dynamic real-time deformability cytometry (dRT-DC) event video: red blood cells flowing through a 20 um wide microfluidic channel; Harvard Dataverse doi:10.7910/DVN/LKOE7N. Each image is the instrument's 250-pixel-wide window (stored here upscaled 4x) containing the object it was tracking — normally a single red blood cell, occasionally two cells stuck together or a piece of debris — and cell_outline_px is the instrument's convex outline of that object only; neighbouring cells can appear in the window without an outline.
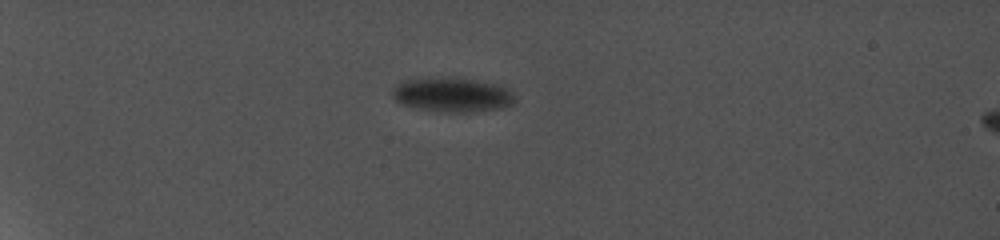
{"species": "common noctule bat (a hibernating species)", "species_latin": "Nyctalus noctula", "temperature_condition": "cold", "stored_images_in_passage": 12, "camera_frame_rate_fps": 5000, "um_per_image_px": 0.085, "animal": {"sex": "female", "body_mass_g": 19.0, "forearm_length_mm": 56.7}, "frame": {"image": 1, "passage_image": 3, "time_ms": 1.8, "image_size_px": [1000, 240], "cell_outline_px": [[516, 100], [512, 104], [496, 108], [464, 112], [456, 112], [424, 108], [404, 104], [396, 100], [392, 96], [392, 88], [400, 80], [428, 76], [456, 76], [500, 84], [512, 88]], "centroid_in_image_um": [38.46, 7.97], "position_along_channel_um": 46.5, "area_um2": 24.97}}
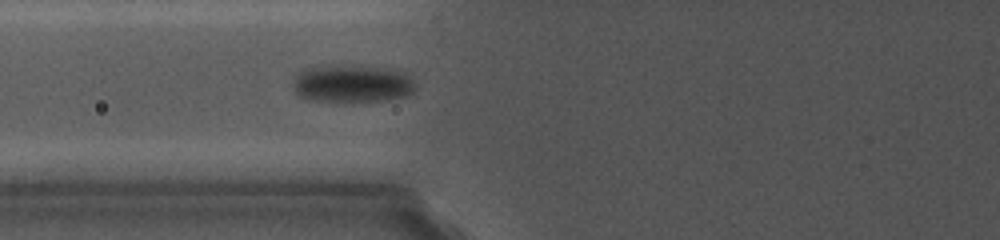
{"frame": {"image": 2, "passage_image": 7, "time_ms": 5.2, "image_size_px": [1000, 240], "cell_outline_px": [[412, 92], [404, 96], [380, 100], [324, 100], [304, 96], [296, 88], [296, 72], [300, 68], [340, 64], [352, 64], [388, 68], [404, 72], [412, 76]], "centroid_in_image_um": [29.98, 7.02], "position_along_channel_um": 95.8, "area_um2": 26.18}}